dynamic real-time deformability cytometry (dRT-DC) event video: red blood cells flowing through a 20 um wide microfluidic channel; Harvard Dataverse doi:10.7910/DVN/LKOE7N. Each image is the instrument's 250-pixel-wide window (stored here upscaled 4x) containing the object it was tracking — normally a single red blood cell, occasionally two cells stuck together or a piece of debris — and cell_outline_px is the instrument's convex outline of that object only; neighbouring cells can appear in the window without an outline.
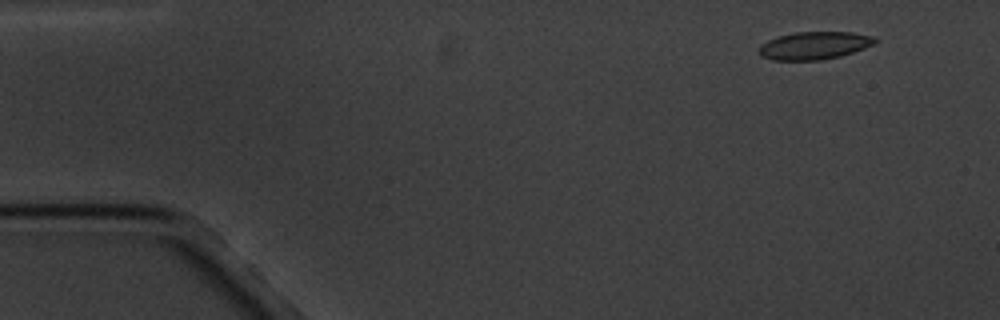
{"species": "common noctule bat (a hibernating species)", "species_latin": "Nyctalus noctula", "temperature_condition": "cold", "stored_images_in_passage": 11, "camera_frame_rate_fps": 3000, "um_per_image_px": 0.085, "animal": {"sex": "male", "body_mass_g": 20.1, "forearm_length_mm": 53.5}, "frame": {"image": 1, "passage_image": 2, "time_ms": 1.333, "image_size_px": [1000, 320], "cell_outline_px": [[880, 40], [864, 48], [840, 56], [820, 60], [772, 60], [760, 56], [756, 52], [760, 44], [776, 36], [796, 32], [852, 32], [872, 36]], "centroid_in_image_um": [69.15, 3.87], "position_along_channel_um": 15.8, "area_um2": 18.9}}
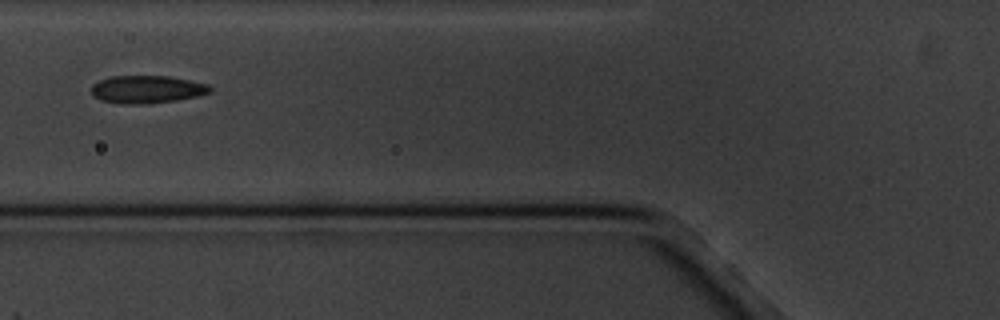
{"frame": {"image": 2, "passage_image": 7, "time_ms": 7.0, "image_size_px": [1000, 320], "cell_outline_px": [[212, 92], [196, 96], [176, 100], [144, 104], [124, 104], [100, 100], [92, 96], [92, 84], [100, 80], [112, 76], [168, 76], [208, 84], [212, 88]], "centroid_in_image_um": [12.47, 7.6], "position_along_channel_um": 113.3, "area_um2": 19.13}}
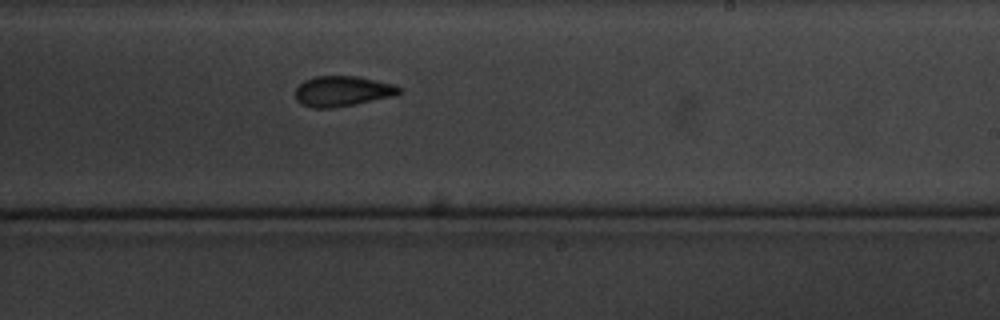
{"frame": {"image": 3, "passage_image": 11, "time_ms": 11.333, "image_size_px": [1000, 320], "cell_outline_px": [[404, 88], [396, 96], [356, 104], [332, 108], [312, 108], [300, 104], [296, 100], [296, 88], [304, 80], [316, 76], [356, 76], [392, 84]], "centroid_in_image_um": [29.11, 7.76], "position_along_channel_um": 259.9, "area_um2": 18.5}}